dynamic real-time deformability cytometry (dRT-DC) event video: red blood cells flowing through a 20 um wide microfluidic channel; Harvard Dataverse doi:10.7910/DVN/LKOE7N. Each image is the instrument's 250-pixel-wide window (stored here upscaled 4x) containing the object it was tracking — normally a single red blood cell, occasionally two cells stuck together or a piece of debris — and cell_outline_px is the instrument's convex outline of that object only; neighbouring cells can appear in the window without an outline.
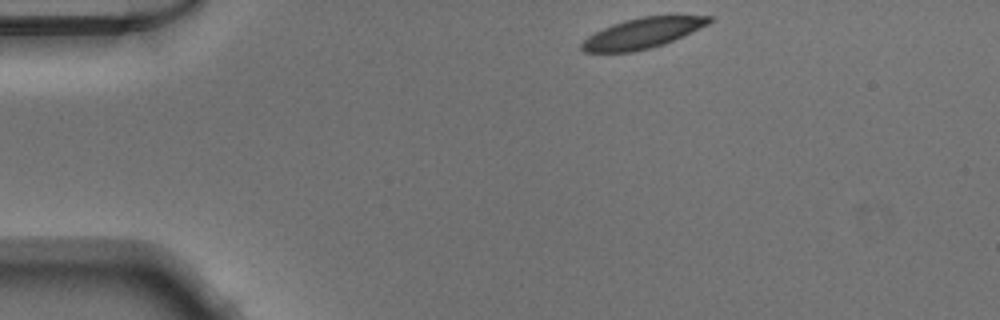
{"species": "Egyptian fruit bat (a non-hibernating species)", "species_latin": "Rousettus aegyptiacus", "temperature_condition": "warm", "stored_images_in_passage": 42, "camera_frame_rate_fps": 3000, "um_per_image_px": 0.085, "animal": {"sex": "male"}, "frame": {"image": 1, "passage_image": 1, "time_ms": 0.0, "image_size_px": [1000, 320], "cell_outline_px": [[712, 20], [708, 24], [664, 44], [632, 52], [584, 52], [580, 48], [580, 44], [588, 36], [612, 24], [624, 20], [640, 16], [712, 16]], "centroid_in_image_um": [54.57, 2.82], "position_along_channel_um": 30.4, "area_um2": 22.2}}
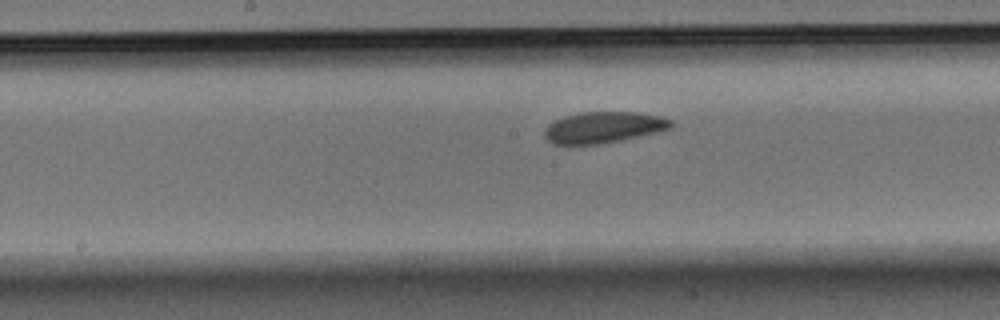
{"frame": {"image": 2, "passage_image": 18, "time_ms": 5.667, "image_size_px": [1000, 320], "cell_outline_px": [[672, 128], [660, 132], [600, 144], [552, 144], [544, 136], [544, 128], [552, 120], [564, 116], [580, 112], [636, 112], [660, 116], [672, 120]], "centroid_in_image_um": [51.28, 10.82], "position_along_channel_um": 196.9, "area_um2": 23.24}}
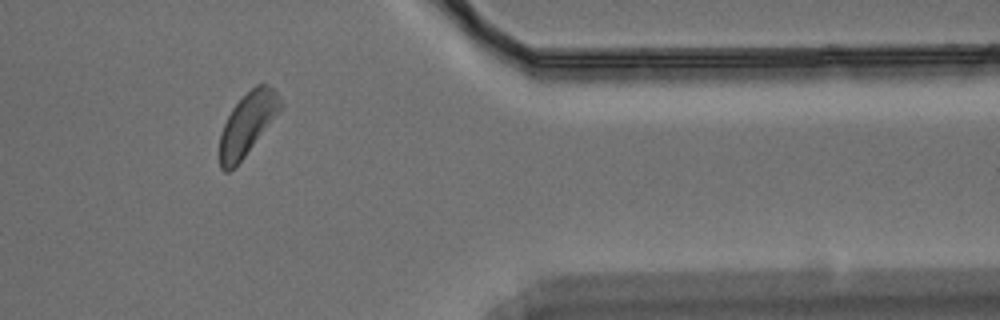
{"frame": {"image": 3, "passage_image": 34, "time_ms": 11.0, "image_size_px": [1000, 320], "cell_outline_px": [[284, 104], [236, 168], [228, 172], [224, 172], [220, 168], [220, 132], [232, 108], [256, 84], [268, 84], [280, 96]], "centroid_in_image_um": [21.02, 10.56], "position_along_channel_um": 390.4, "area_um2": 21.85}}